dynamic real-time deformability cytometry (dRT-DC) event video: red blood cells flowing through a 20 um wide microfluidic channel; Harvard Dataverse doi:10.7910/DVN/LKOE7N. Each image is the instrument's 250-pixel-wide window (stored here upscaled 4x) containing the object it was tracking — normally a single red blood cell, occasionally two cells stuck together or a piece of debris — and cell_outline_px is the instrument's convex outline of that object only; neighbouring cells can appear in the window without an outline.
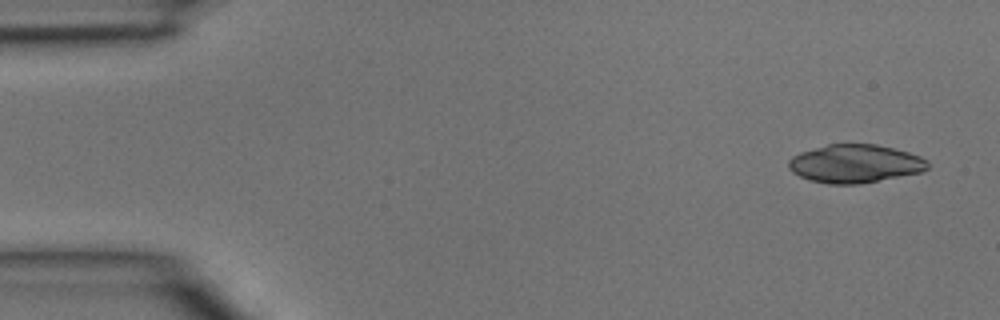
{"species": "common noctule bat (a hibernating species)", "species_latin": "Nyctalus noctula", "temperature_condition": "room temperature", "stored_images_in_passage": 4, "camera_frame_rate_fps": 3000, "um_per_image_px": 0.085, "animal": {"sex": "male", "body_mass_g": 15.6}, "frame": {"image": 1, "passage_image": 1, "time_ms": 0.0, "image_size_px": [1000, 320], "cell_outline_px": [[928, 168], [924, 172], [860, 184], [828, 184], [812, 180], [800, 176], [792, 172], [788, 168], [788, 160], [792, 156], [800, 152], [828, 144], [876, 144], [908, 152], [920, 156], [928, 160]], "centroid_in_image_um": [72.69, 13.91], "position_along_channel_um": 12.3, "area_um2": 31.15}}